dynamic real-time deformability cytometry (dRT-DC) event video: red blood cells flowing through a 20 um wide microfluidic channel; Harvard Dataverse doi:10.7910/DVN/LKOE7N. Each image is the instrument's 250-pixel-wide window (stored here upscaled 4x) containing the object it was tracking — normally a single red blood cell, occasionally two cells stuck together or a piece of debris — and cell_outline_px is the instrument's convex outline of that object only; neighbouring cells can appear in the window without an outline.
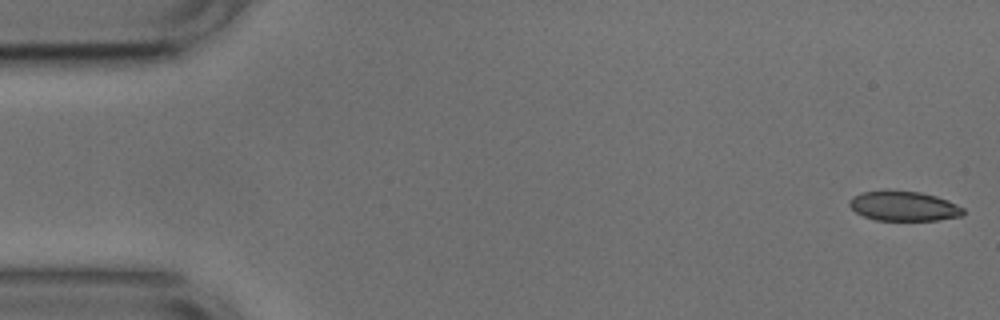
{"species": "common noctule bat (a hibernating species)", "species_latin": "Nyctalus noctula", "temperature_condition": "cold", "stored_images_in_passage": 52, "camera_frame_rate_fps": 3000, "um_per_image_px": 0.085, "animal": {"sex": "male", "body_mass_g": 17.9, "forearm_length_mm": 54.2}, "frame": {"image": 1, "passage_image": 1, "time_ms": 0.0, "image_size_px": [1000, 320], "cell_outline_px": [[964, 216], [936, 220], [876, 220], [864, 216], [856, 212], [848, 204], [848, 200], [852, 196], [860, 192], [920, 192], [936, 196], [948, 200], [964, 208]], "centroid_in_image_um": [76.84, 17.54], "position_along_channel_um": 8.2, "area_um2": 19.42}}
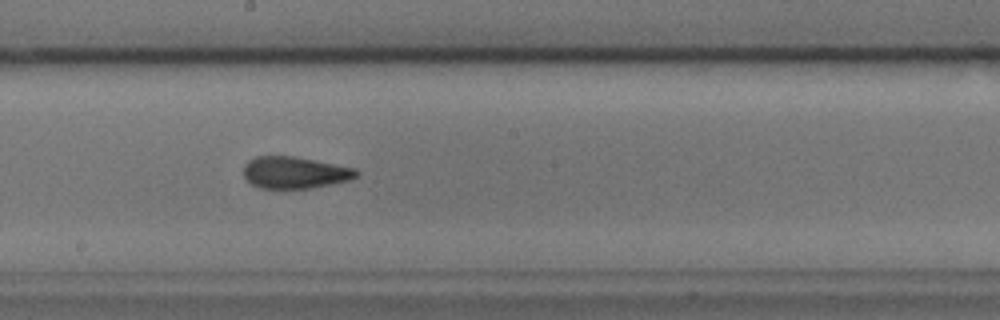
{"frame": {"image": 2, "passage_image": 28, "time_ms": 9.0, "image_size_px": [1000, 320], "cell_outline_px": [[360, 172], [352, 180], [312, 188], [260, 188], [252, 184], [244, 176], [244, 164], [248, 160], [256, 156], [292, 156], [356, 168]], "centroid_in_image_um": [25.07, 14.67], "position_along_channel_um": 223.1, "area_um2": 20.92}}
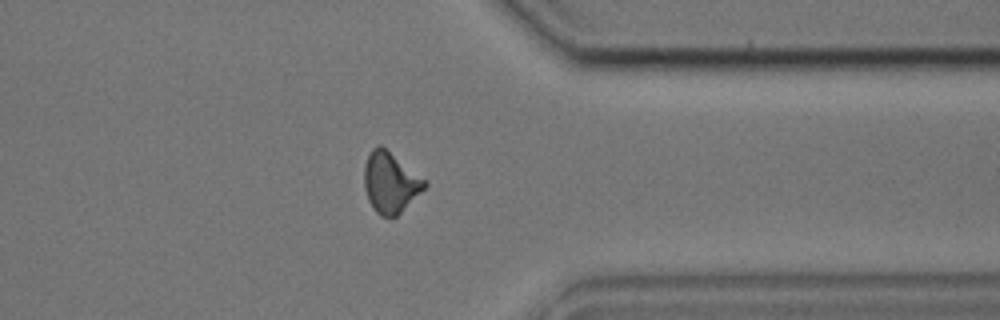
{"frame": {"image": 3, "passage_image": 41, "time_ms": 13.333, "image_size_px": [1000, 320], "cell_outline_px": [[428, 184], [396, 216], [380, 216], [376, 212], [368, 200], [364, 188], [364, 164], [372, 148], [380, 144], [424, 180]], "centroid_in_image_um": [33.12, 15.51], "position_along_channel_um": 378.3, "area_um2": 20.69}, "authors_computed_cell_mechanics": {"area_um2": 20.7502, "velocity_mm_per_s": 3.7588, "shape_relaxation_time_tau1_ms": null, "shape_relaxation_time_tau2_ms": 1.795, "deformation_change_tau1": null, "deformation_change_tau2": 0.081}}